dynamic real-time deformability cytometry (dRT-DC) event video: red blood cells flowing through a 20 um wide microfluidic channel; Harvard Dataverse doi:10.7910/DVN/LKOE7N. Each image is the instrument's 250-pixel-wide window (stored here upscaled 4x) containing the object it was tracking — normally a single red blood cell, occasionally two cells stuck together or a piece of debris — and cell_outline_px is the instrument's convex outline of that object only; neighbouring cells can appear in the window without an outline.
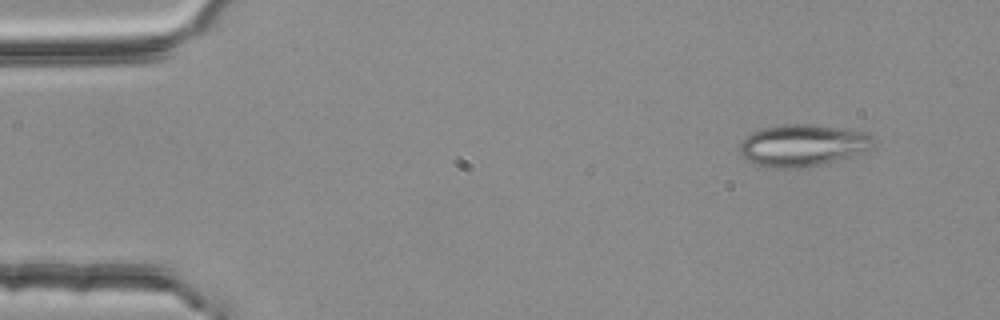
{"species": "common noctule bat (a hibernating species)", "species_latin": "Nyctalus noctula", "temperature_condition": "room temperature", "stored_images_in_passage": 3, "camera_frame_rate_fps": 3000, "um_per_image_px": 0.085, "animal": {"sex": "female", "body_mass_g": 25.1}, "frame": {"image": 1, "passage_image": 1, "time_ms": 0.0, "image_size_px": [1000, 320], "cell_outline_px": [[876, 144], [872, 148], [864, 152], [852, 156], [820, 164], [796, 168], [772, 168], [756, 164], [748, 160], [740, 152], [740, 144], [752, 132], [764, 128], [784, 124], [812, 124], [840, 128], [864, 132], [872, 136]], "centroid_in_image_um": [68.27, 12.35], "position_along_channel_um": 16.7, "area_um2": 32.37}}